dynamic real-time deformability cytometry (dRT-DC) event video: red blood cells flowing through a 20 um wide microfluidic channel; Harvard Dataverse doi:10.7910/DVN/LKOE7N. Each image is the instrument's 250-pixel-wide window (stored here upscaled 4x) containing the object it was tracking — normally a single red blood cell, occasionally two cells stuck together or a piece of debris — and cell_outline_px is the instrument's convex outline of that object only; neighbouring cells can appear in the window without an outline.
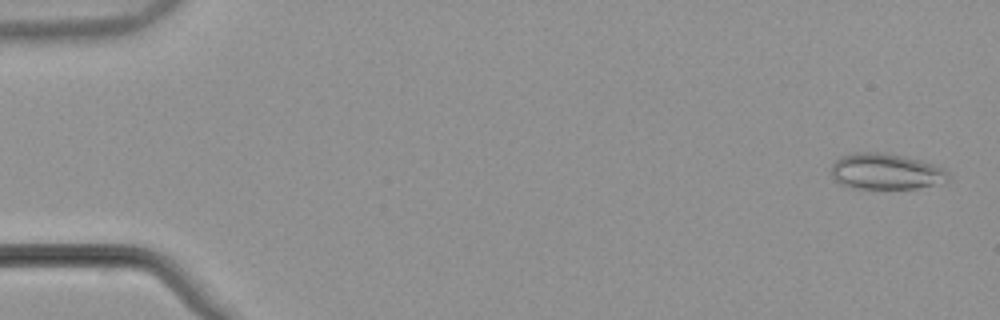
{"species": "common noctule bat (a hibernating species)", "species_latin": "Nyctalus noctula", "temperature_condition": "warm", "stored_images_in_passage": 54, "camera_frame_rate_fps": 3000, "um_per_image_px": 0.085, "animal": {"sex": "male", "body_mass_g": 21.5, "forearm_length_mm": 52.0}, "frame": {"image": 1, "passage_image": 2, "time_ms": 0.333, "image_size_px": [1000, 320], "cell_outline_px": [[948, 180], [944, 184], [916, 188], [852, 188], [840, 184], [832, 176], [832, 164], [840, 156], [856, 152], [884, 152], [920, 160], [944, 168], [948, 172]], "centroid_in_image_um": [75.32, 14.58], "position_along_channel_um": 9.7, "area_um2": 24.62}}
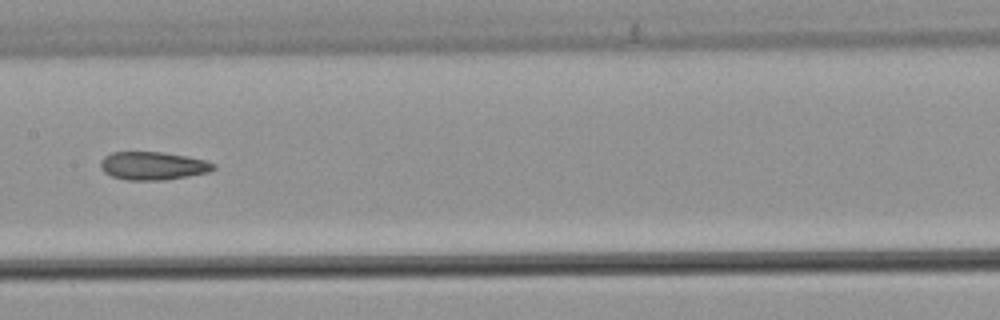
{"frame": {"image": 2, "passage_image": 28, "time_ms": 9.0, "image_size_px": [1000, 320], "cell_outline_px": [[216, 168], [208, 172], [188, 176], [164, 180], [128, 180], [112, 176], [104, 172], [100, 168], [100, 160], [104, 156], [112, 152], [160, 152], [184, 156], [204, 160], [216, 164]], "centroid_in_image_um": [12.97, 14.09], "position_along_channel_um": 194.4, "area_um2": 18.44}}
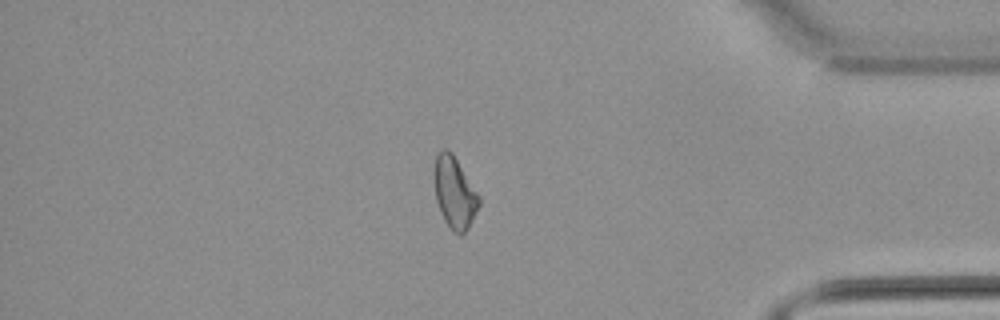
{"frame": {"image": 3, "passage_image": 46, "time_ms": 15.0, "image_size_px": [1000, 320], "cell_outline_px": [[480, 204], [468, 228], [460, 236], [452, 232], [444, 220], [440, 212], [436, 200], [432, 176], [432, 172], [436, 156], [440, 148], [448, 148], [452, 152], [480, 196]], "centroid_in_image_um": [38.6, 16.34], "position_along_channel_um": 396.6, "area_um2": 19.13}, "authors_computed_cell_mechanics": {"area_um2": 19.2185, "velocity_mm_per_s": 3.8629, "shape_relaxation_time_tau1_ms": null, "shape_relaxation_time_tau2_ms": 3.0377, "deformation_change_tau1": null, "deformation_change_tau2": 0.1034}}